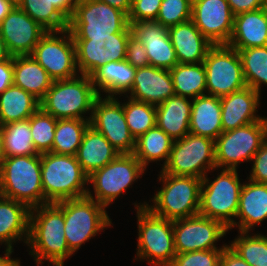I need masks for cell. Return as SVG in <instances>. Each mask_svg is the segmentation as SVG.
<instances>
[{
    "instance_id": "10",
    "label": "cell",
    "mask_w": 267,
    "mask_h": 266,
    "mask_svg": "<svg viewBox=\"0 0 267 266\" xmlns=\"http://www.w3.org/2000/svg\"><path fill=\"white\" fill-rule=\"evenodd\" d=\"M128 15L98 0H78L69 20L72 37H101L124 32Z\"/></svg>"
},
{
    "instance_id": "54",
    "label": "cell",
    "mask_w": 267,
    "mask_h": 266,
    "mask_svg": "<svg viewBox=\"0 0 267 266\" xmlns=\"http://www.w3.org/2000/svg\"><path fill=\"white\" fill-rule=\"evenodd\" d=\"M11 56L0 34V60L9 59Z\"/></svg>"
},
{
    "instance_id": "24",
    "label": "cell",
    "mask_w": 267,
    "mask_h": 266,
    "mask_svg": "<svg viewBox=\"0 0 267 266\" xmlns=\"http://www.w3.org/2000/svg\"><path fill=\"white\" fill-rule=\"evenodd\" d=\"M178 63H202L213 46L192 20L168 28Z\"/></svg>"
},
{
    "instance_id": "20",
    "label": "cell",
    "mask_w": 267,
    "mask_h": 266,
    "mask_svg": "<svg viewBox=\"0 0 267 266\" xmlns=\"http://www.w3.org/2000/svg\"><path fill=\"white\" fill-rule=\"evenodd\" d=\"M130 26L132 35L145 46L151 66L171 70L178 64L167 27L150 20L133 22Z\"/></svg>"
},
{
    "instance_id": "44",
    "label": "cell",
    "mask_w": 267,
    "mask_h": 266,
    "mask_svg": "<svg viewBox=\"0 0 267 266\" xmlns=\"http://www.w3.org/2000/svg\"><path fill=\"white\" fill-rule=\"evenodd\" d=\"M162 0H132V7L128 21L133 22L156 21Z\"/></svg>"
},
{
    "instance_id": "3",
    "label": "cell",
    "mask_w": 267,
    "mask_h": 266,
    "mask_svg": "<svg viewBox=\"0 0 267 266\" xmlns=\"http://www.w3.org/2000/svg\"><path fill=\"white\" fill-rule=\"evenodd\" d=\"M41 180L45 204L87 195L88 176L76 156L46 152L41 154Z\"/></svg>"
},
{
    "instance_id": "50",
    "label": "cell",
    "mask_w": 267,
    "mask_h": 266,
    "mask_svg": "<svg viewBox=\"0 0 267 266\" xmlns=\"http://www.w3.org/2000/svg\"><path fill=\"white\" fill-rule=\"evenodd\" d=\"M55 8L69 21L78 0H49Z\"/></svg>"
},
{
    "instance_id": "38",
    "label": "cell",
    "mask_w": 267,
    "mask_h": 266,
    "mask_svg": "<svg viewBox=\"0 0 267 266\" xmlns=\"http://www.w3.org/2000/svg\"><path fill=\"white\" fill-rule=\"evenodd\" d=\"M19 7L47 31L68 29L69 21L49 0H23Z\"/></svg>"
},
{
    "instance_id": "43",
    "label": "cell",
    "mask_w": 267,
    "mask_h": 266,
    "mask_svg": "<svg viewBox=\"0 0 267 266\" xmlns=\"http://www.w3.org/2000/svg\"><path fill=\"white\" fill-rule=\"evenodd\" d=\"M223 249H210L176 254L169 266H220Z\"/></svg>"
},
{
    "instance_id": "11",
    "label": "cell",
    "mask_w": 267,
    "mask_h": 266,
    "mask_svg": "<svg viewBox=\"0 0 267 266\" xmlns=\"http://www.w3.org/2000/svg\"><path fill=\"white\" fill-rule=\"evenodd\" d=\"M267 139V118L222 132L215 140L216 168L237 169L238 163L252 161Z\"/></svg>"
},
{
    "instance_id": "29",
    "label": "cell",
    "mask_w": 267,
    "mask_h": 266,
    "mask_svg": "<svg viewBox=\"0 0 267 266\" xmlns=\"http://www.w3.org/2000/svg\"><path fill=\"white\" fill-rule=\"evenodd\" d=\"M174 95L156 106V125L174 141L189 133L192 102Z\"/></svg>"
},
{
    "instance_id": "4",
    "label": "cell",
    "mask_w": 267,
    "mask_h": 266,
    "mask_svg": "<svg viewBox=\"0 0 267 266\" xmlns=\"http://www.w3.org/2000/svg\"><path fill=\"white\" fill-rule=\"evenodd\" d=\"M98 96L91 77L81 74V77L53 81L40 100V108L56 119L90 120L82 114L92 113Z\"/></svg>"
},
{
    "instance_id": "30",
    "label": "cell",
    "mask_w": 267,
    "mask_h": 266,
    "mask_svg": "<svg viewBox=\"0 0 267 266\" xmlns=\"http://www.w3.org/2000/svg\"><path fill=\"white\" fill-rule=\"evenodd\" d=\"M53 81L47 71L31 55L13 56V85L41 100Z\"/></svg>"
},
{
    "instance_id": "13",
    "label": "cell",
    "mask_w": 267,
    "mask_h": 266,
    "mask_svg": "<svg viewBox=\"0 0 267 266\" xmlns=\"http://www.w3.org/2000/svg\"><path fill=\"white\" fill-rule=\"evenodd\" d=\"M146 168L131 154H119L103 168L94 171L88 176V183L93 184L94 193L98 203L105 208L120 194L128 189Z\"/></svg>"
},
{
    "instance_id": "25",
    "label": "cell",
    "mask_w": 267,
    "mask_h": 266,
    "mask_svg": "<svg viewBox=\"0 0 267 266\" xmlns=\"http://www.w3.org/2000/svg\"><path fill=\"white\" fill-rule=\"evenodd\" d=\"M236 218L240 219L239 222L235 221L228 230L238 224L240 232H249L253 226L267 219V184L251 180L243 183Z\"/></svg>"
},
{
    "instance_id": "37",
    "label": "cell",
    "mask_w": 267,
    "mask_h": 266,
    "mask_svg": "<svg viewBox=\"0 0 267 266\" xmlns=\"http://www.w3.org/2000/svg\"><path fill=\"white\" fill-rule=\"evenodd\" d=\"M237 51L242 61L246 85L260 93L261 84L267 85V46Z\"/></svg>"
},
{
    "instance_id": "49",
    "label": "cell",
    "mask_w": 267,
    "mask_h": 266,
    "mask_svg": "<svg viewBox=\"0 0 267 266\" xmlns=\"http://www.w3.org/2000/svg\"><path fill=\"white\" fill-rule=\"evenodd\" d=\"M220 266H250V265L226 244V246L222 250L220 258Z\"/></svg>"
},
{
    "instance_id": "6",
    "label": "cell",
    "mask_w": 267,
    "mask_h": 266,
    "mask_svg": "<svg viewBox=\"0 0 267 266\" xmlns=\"http://www.w3.org/2000/svg\"><path fill=\"white\" fill-rule=\"evenodd\" d=\"M93 197L88 191L86 196L55 203L64 212L65 237L72 253L112 224L105 207Z\"/></svg>"
},
{
    "instance_id": "52",
    "label": "cell",
    "mask_w": 267,
    "mask_h": 266,
    "mask_svg": "<svg viewBox=\"0 0 267 266\" xmlns=\"http://www.w3.org/2000/svg\"><path fill=\"white\" fill-rule=\"evenodd\" d=\"M13 8L14 6L7 0H0V23Z\"/></svg>"
},
{
    "instance_id": "12",
    "label": "cell",
    "mask_w": 267,
    "mask_h": 266,
    "mask_svg": "<svg viewBox=\"0 0 267 266\" xmlns=\"http://www.w3.org/2000/svg\"><path fill=\"white\" fill-rule=\"evenodd\" d=\"M207 95L222 97L245 88L239 52L228 45H213L203 61Z\"/></svg>"
},
{
    "instance_id": "18",
    "label": "cell",
    "mask_w": 267,
    "mask_h": 266,
    "mask_svg": "<svg viewBox=\"0 0 267 266\" xmlns=\"http://www.w3.org/2000/svg\"><path fill=\"white\" fill-rule=\"evenodd\" d=\"M234 16L227 0H192L191 20L213 45L228 44Z\"/></svg>"
},
{
    "instance_id": "36",
    "label": "cell",
    "mask_w": 267,
    "mask_h": 266,
    "mask_svg": "<svg viewBox=\"0 0 267 266\" xmlns=\"http://www.w3.org/2000/svg\"><path fill=\"white\" fill-rule=\"evenodd\" d=\"M89 125L90 120L58 119L51 152L76 156Z\"/></svg>"
},
{
    "instance_id": "28",
    "label": "cell",
    "mask_w": 267,
    "mask_h": 266,
    "mask_svg": "<svg viewBox=\"0 0 267 266\" xmlns=\"http://www.w3.org/2000/svg\"><path fill=\"white\" fill-rule=\"evenodd\" d=\"M30 209L23 203L0 195V243L13 250L12 243L29 237ZM24 237V238H23Z\"/></svg>"
},
{
    "instance_id": "53",
    "label": "cell",
    "mask_w": 267,
    "mask_h": 266,
    "mask_svg": "<svg viewBox=\"0 0 267 266\" xmlns=\"http://www.w3.org/2000/svg\"><path fill=\"white\" fill-rule=\"evenodd\" d=\"M5 252L4 257L0 256V266H12L17 261L10 257L13 250L6 247Z\"/></svg>"
},
{
    "instance_id": "7",
    "label": "cell",
    "mask_w": 267,
    "mask_h": 266,
    "mask_svg": "<svg viewBox=\"0 0 267 266\" xmlns=\"http://www.w3.org/2000/svg\"><path fill=\"white\" fill-rule=\"evenodd\" d=\"M146 203L136 205L138 218L137 256L155 266H169L176 255L173 221L155 215Z\"/></svg>"
},
{
    "instance_id": "14",
    "label": "cell",
    "mask_w": 267,
    "mask_h": 266,
    "mask_svg": "<svg viewBox=\"0 0 267 266\" xmlns=\"http://www.w3.org/2000/svg\"><path fill=\"white\" fill-rule=\"evenodd\" d=\"M58 33L63 35L61 37L56 36ZM30 55L54 81L77 76L76 48L72 34L68 29L47 31Z\"/></svg>"
},
{
    "instance_id": "31",
    "label": "cell",
    "mask_w": 267,
    "mask_h": 266,
    "mask_svg": "<svg viewBox=\"0 0 267 266\" xmlns=\"http://www.w3.org/2000/svg\"><path fill=\"white\" fill-rule=\"evenodd\" d=\"M135 73L136 68L131 66L125 59L105 63L90 77L99 95H101L100 92L102 90V92L108 93L107 97H114V94L129 93ZM97 86L99 88H96Z\"/></svg>"
},
{
    "instance_id": "21",
    "label": "cell",
    "mask_w": 267,
    "mask_h": 266,
    "mask_svg": "<svg viewBox=\"0 0 267 266\" xmlns=\"http://www.w3.org/2000/svg\"><path fill=\"white\" fill-rule=\"evenodd\" d=\"M129 92L128 98L155 106L176 95L170 70L151 65L136 68Z\"/></svg>"
},
{
    "instance_id": "41",
    "label": "cell",
    "mask_w": 267,
    "mask_h": 266,
    "mask_svg": "<svg viewBox=\"0 0 267 266\" xmlns=\"http://www.w3.org/2000/svg\"><path fill=\"white\" fill-rule=\"evenodd\" d=\"M57 120L41 108L29 118L32 141L39 154L52 151Z\"/></svg>"
},
{
    "instance_id": "51",
    "label": "cell",
    "mask_w": 267,
    "mask_h": 266,
    "mask_svg": "<svg viewBox=\"0 0 267 266\" xmlns=\"http://www.w3.org/2000/svg\"><path fill=\"white\" fill-rule=\"evenodd\" d=\"M104 2L111 7L117 8L122 12L129 15L131 7H132V0H98Z\"/></svg>"
},
{
    "instance_id": "22",
    "label": "cell",
    "mask_w": 267,
    "mask_h": 266,
    "mask_svg": "<svg viewBox=\"0 0 267 266\" xmlns=\"http://www.w3.org/2000/svg\"><path fill=\"white\" fill-rule=\"evenodd\" d=\"M220 101L223 132L263 119L255 115L260 104V93L249 86L220 97Z\"/></svg>"
},
{
    "instance_id": "2",
    "label": "cell",
    "mask_w": 267,
    "mask_h": 266,
    "mask_svg": "<svg viewBox=\"0 0 267 266\" xmlns=\"http://www.w3.org/2000/svg\"><path fill=\"white\" fill-rule=\"evenodd\" d=\"M0 195L29 209L45 205L41 154L4 157L0 163Z\"/></svg>"
},
{
    "instance_id": "9",
    "label": "cell",
    "mask_w": 267,
    "mask_h": 266,
    "mask_svg": "<svg viewBox=\"0 0 267 266\" xmlns=\"http://www.w3.org/2000/svg\"><path fill=\"white\" fill-rule=\"evenodd\" d=\"M215 168V141L188 133L173 142L169 160L162 171L166 174L203 179L206 172Z\"/></svg>"
},
{
    "instance_id": "26",
    "label": "cell",
    "mask_w": 267,
    "mask_h": 266,
    "mask_svg": "<svg viewBox=\"0 0 267 266\" xmlns=\"http://www.w3.org/2000/svg\"><path fill=\"white\" fill-rule=\"evenodd\" d=\"M119 154L100 132L89 125L84 132L76 158L83 172L90 176L94 171L110 163Z\"/></svg>"
},
{
    "instance_id": "27",
    "label": "cell",
    "mask_w": 267,
    "mask_h": 266,
    "mask_svg": "<svg viewBox=\"0 0 267 266\" xmlns=\"http://www.w3.org/2000/svg\"><path fill=\"white\" fill-rule=\"evenodd\" d=\"M222 132L220 97L206 94L192 99L189 133L215 141Z\"/></svg>"
},
{
    "instance_id": "5",
    "label": "cell",
    "mask_w": 267,
    "mask_h": 266,
    "mask_svg": "<svg viewBox=\"0 0 267 266\" xmlns=\"http://www.w3.org/2000/svg\"><path fill=\"white\" fill-rule=\"evenodd\" d=\"M163 187L153 198L154 205H146L155 215L169 220L192 217L199 214L202 179L166 174L159 175Z\"/></svg>"
},
{
    "instance_id": "47",
    "label": "cell",
    "mask_w": 267,
    "mask_h": 266,
    "mask_svg": "<svg viewBox=\"0 0 267 266\" xmlns=\"http://www.w3.org/2000/svg\"><path fill=\"white\" fill-rule=\"evenodd\" d=\"M227 2L234 15L267 6V0H227Z\"/></svg>"
},
{
    "instance_id": "55",
    "label": "cell",
    "mask_w": 267,
    "mask_h": 266,
    "mask_svg": "<svg viewBox=\"0 0 267 266\" xmlns=\"http://www.w3.org/2000/svg\"><path fill=\"white\" fill-rule=\"evenodd\" d=\"M5 157L4 155V146H3V132H2V126L0 125V163L2 162V159Z\"/></svg>"
},
{
    "instance_id": "46",
    "label": "cell",
    "mask_w": 267,
    "mask_h": 266,
    "mask_svg": "<svg viewBox=\"0 0 267 266\" xmlns=\"http://www.w3.org/2000/svg\"><path fill=\"white\" fill-rule=\"evenodd\" d=\"M252 161L253 166L249 180L267 184V139L253 156Z\"/></svg>"
},
{
    "instance_id": "17",
    "label": "cell",
    "mask_w": 267,
    "mask_h": 266,
    "mask_svg": "<svg viewBox=\"0 0 267 266\" xmlns=\"http://www.w3.org/2000/svg\"><path fill=\"white\" fill-rule=\"evenodd\" d=\"M228 229L219 221L195 215L173 221L174 247L176 254L185 252L224 249L214 243L223 237Z\"/></svg>"
},
{
    "instance_id": "57",
    "label": "cell",
    "mask_w": 267,
    "mask_h": 266,
    "mask_svg": "<svg viewBox=\"0 0 267 266\" xmlns=\"http://www.w3.org/2000/svg\"><path fill=\"white\" fill-rule=\"evenodd\" d=\"M12 266H21L20 261L17 259V261Z\"/></svg>"
},
{
    "instance_id": "34",
    "label": "cell",
    "mask_w": 267,
    "mask_h": 266,
    "mask_svg": "<svg viewBox=\"0 0 267 266\" xmlns=\"http://www.w3.org/2000/svg\"><path fill=\"white\" fill-rule=\"evenodd\" d=\"M174 140L157 125L136 139L134 156L146 168L151 161L165 160L167 164Z\"/></svg>"
},
{
    "instance_id": "15",
    "label": "cell",
    "mask_w": 267,
    "mask_h": 266,
    "mask_svg": "<svg viewBox=\"0 0 267 266\" xmlns=\"http://www.w3.org/2000/svg\"><path fill=\"white\" fill-rule=\"evenodd\" d=\"M132 35L131 26L124 32L101 37H73L78 72L91 76L110 61L126 59L127 41Z\"/></svg>"
},
{
    "instance_id": "56",
    "label": "cell",
    "mask_w": 267,
    "mask_h": 266,
    "mask_svg": "<svg viewBox=\"0 0 267 266\" xmlns=\"http://www.w3.org/2000/svg\"><path fill=\"white\" fill-rule=\"evenodd\" d=\"M7 1L16 7H19V5L23 2V0H7Z\"/></svg>"
},
{
    "instance_id": "40",
    "label": "cell",
    "mask_w": 267,
    "mask_h": 266,
    "mask_svg": "<svg viewBox=\"0 0 267 266\" xmlns=\"http://www.w3.org/2000/svg\"><path fill=\"white\" fill-rule=\"evenodd\" d=\"M247 234L240 232V236L228 246L250 266H267V237Z\"/></svg>"
},
{
    "instance_id": "19",
    "label": "cell",
    "mask_w": 267,
    "mask_h": 266,
    "mask_svg": "<svg viewBox=\"0 0 267 266\" xmlns=\"http://www.w3.org/2000/svg\"><path fill=\"white\" fill-rule=\"evenodd\" d=\"M47 32L20 7L14 6L0 23V34L12 56L30 55Z\"/></svg>"
},
{
    "instance_id": "1",
    "label": "cell",
    "mask_w": 267,
    "mask_h": 266,
    "mask_svg": "<svg viewBox=\"0 0 267 266\" xmlns=\"http://www.w3.org/2000/svg\"><path fill=\"white\" fill-rule=\"evenodd\" d=\"M64 225V212L55 203L30 209L27 244L32 248L30 253L37 265L47 260L53 266H64V260L72 256L66 242Z\"/></svg>"
},
{
    "instance_id": "32",
    "label": "cell",
    "mask_w": 267,
    "mask_h": 266,
    "mask_svg": "<svg viewBox=\"0 0 267 266\" xmlns=\"http://www.w3.org/2000/svg\"><path fill=\"white\" fill-rule=\"evenodd\" d=\"M40 108V100L15 85L0 94V125L29 119Z\"/></svg>"
},
{
    "instance_id": "35",
    "label": "cell",
    "mask_w": 267,
    "mask_h": 266,
    "mask_svg": "<svg viewBox=\"0 0 267 266\" xmlns=\"http://www.w3.org/2000/svg\"><path fill=\"white\" fill-rule=\"evenodd\" d=\"M5 157L38 155L32 141L29 119L2 125Z\"/></svg>"
},
{
    "instance_id": "16",
    "label": "cell",
    "mask_w": 267,
    "mask_h": 266,
    "mask_svg": "<svg viewBox=\"0 0 267 266\" xmlns=\"http://www.w3.org/2000/svg\"><path fill=\"white\" fill-rule=\"evenodd\" d=\"M90 126L100 132L120 154L134 153L136 140L126 123L123 104L117 98L97 97L90 115Z\"/></svg>"
},
{
    "instance_id": "33",
    "label": "cell",
    "mask_w": 267,
    "mask_h": 266,
    "mask_svg": "<svg viewBox=\"0 0 267 266\" xmlns=\"http://www.w3.org/2000/svg\"><path fill=\"white\" fill-rule=\"evenodd\" d=\"M170 74L176 95L192 99L206 95V71L203 62L178 63L170 70Z\"/></svg>"
},
{
    "instance_id": "42",
    "label": "cell",
    "mask_w": 267,
    "mask_h": 266,
    "mask_svg": "<svg viewBox=\"0 0 267 266\" xmlns=\"http://www.w3.org/2000/svg\"><path fill=\"white\" fill-rule=\"evenodd\" d=\"M191 18L192 0H162L156 21L169 28Z\"/></svg>"
},
{
    "instance_id": "45",
    "label": "cell",
    "mask_w": 267,
    "mask_h": 266,
    "mask_svg": "<svg viewBox=\"0 0 267 266\" xmlns=\"http://www.w3.org/2000/svg\"><path fill=\"white\" fill-rule=\"evenodd\" d=\"M126 61L135 68L150 65L145 46L133 35L127 41Z\"/></svg>"
},
{
    "instance_id": "39",
    "label": "cell",
    "mask_w": 267,
    "mask_h": 266,
    "mask_svg": "<svg viewBox=\"0 0 267 266\" xmlns=\"http://www.w3.org/2000/svg\"><path fill=\"white\" fill-rule=\"evenodd\" d=\"M126 123L134 139H138L156 125V106L128 99L123 104Z\"/></svg>"
},
{
    "instance_id": "23",
    "label": "cell",
    "mask_w": 267,
    "mask_h": 266,
    "mask_svg": "<svg viewBox=\"0 0 267 266\" xmlns=\"http://www.w3.org/2000/svg\"><path fill=\"white\" fill-rule=\"evenodd\" d=\"M227 45L236 50L267 46V6L235 15Z\"/></svg>"
},
{
    "instance_id": "48",
    "label": "cell",
    "mask_w": 267,
    "mask_h": 266,
    "mask_svg": "<svg viewBox=\"0 0 267 266\" xmlns=\"http://www.w3.org/2000/svg\"><path fill=\"white\" fill-rule=\"evenodd\" d=\"M13 85V56L0 60V94Z\"/></svg>"
},
{
    "instance_id": "8",
    "label": "cell",
    "mask_w": 267,
    "mask_h": 266,
    "mask_svg": "<svg viewBox=\"0 0 267 266\" xmlns=\"http://www.w3.org/2000/svg\"><path fill=\"white\" fill-rule=\"evenodd\" d=\"M202 179L199 215L221 222L227 229L234 224L243 184L237 169H222L214 181Z\"/></svg>"
}]
</instances>
